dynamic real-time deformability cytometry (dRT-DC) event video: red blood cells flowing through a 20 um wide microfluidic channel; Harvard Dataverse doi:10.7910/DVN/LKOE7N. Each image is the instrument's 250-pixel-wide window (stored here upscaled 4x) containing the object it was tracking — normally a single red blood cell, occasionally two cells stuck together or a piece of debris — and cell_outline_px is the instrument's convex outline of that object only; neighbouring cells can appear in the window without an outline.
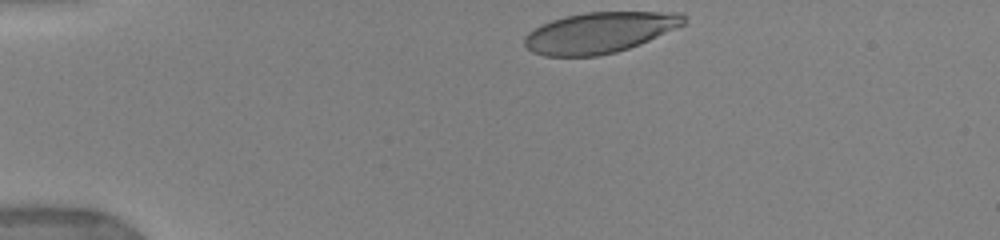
{"species": "human", "species_latin": "Homo sapiens", "temperature_condition": "warm", "stored_images_in_passage": 26, "camera_frame_rate_fps": 3000, "um_per_image_px": 0.085, "donor": {"sex": "female"}, "frame": {"image": 1, "passage_image": 1, "time_ms": 0.0, "image_size_px": [1000, 240], "cell_outline_px": [[684, 24], [640, 44], [616, 52], [596, 56], [544, 56], [532, 52], [524, 44], [524, 36], [528, 32], [552, 20], [564, 16], [588, 12], [680, 12], [684, 16]], "centroid_in_image_um": [50.93, 2.77], "position_along_channel_um": 34.1, "area_um2": 37.57}, "authors_computed_cell_mechanics": {"area_um2": 41.616, "velocity_mm_per_s": 3.9082, "shape_relaxation_time_tau1_ms": 2.874, "shape_relaxation_time_tau2_ms": null, "deformation_change_tau1": 0.201, "deformation_change_tau2": null}}